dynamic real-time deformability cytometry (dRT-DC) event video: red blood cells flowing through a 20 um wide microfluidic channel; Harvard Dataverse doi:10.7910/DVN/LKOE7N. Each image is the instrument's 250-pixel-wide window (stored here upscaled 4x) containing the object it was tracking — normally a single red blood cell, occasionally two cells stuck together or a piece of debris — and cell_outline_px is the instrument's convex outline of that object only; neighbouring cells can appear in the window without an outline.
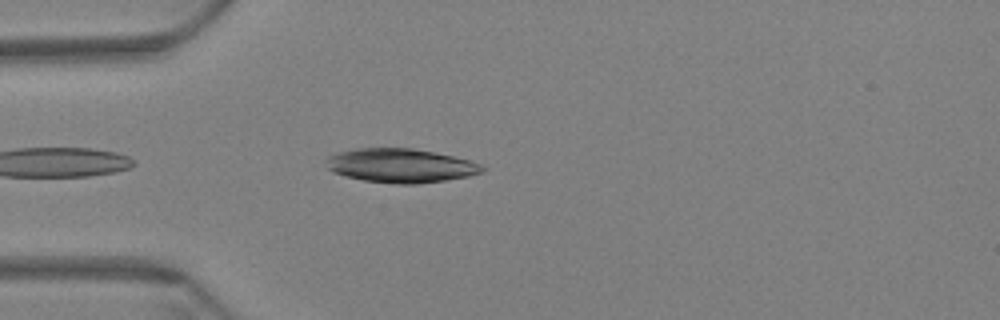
{"species": "Egyptian fruit bat (a non-hibernating species)", "species_latin": "Rousettus aegyptiacus", "temperature_condition": "warm", "stored_images_in_passage": 29, "camera_frame_rate_fps": 3000, "um_per_image_px": 0.085, "animal": {"sex": "female"}, "frame": {"image": 1, "passage_image": 3, "time_ms": 0.667, "image_size_px": [1000, 320], "cell_outline_px": [[488, 168], [484, 172], [468, 176], [444, 180], [416, 184], [396, 184], [364, 180], [344, 176], [332, 172], [328, 168], [324, 160], [328, 156], [340, 152], [356, 148], [412, 148], [452, 156], [468, 160], [480, 164]], "centroid_in_image_um": [34.04, 14.08], "position_along_channel_um": 51.0, "area_um2": 30.87}}
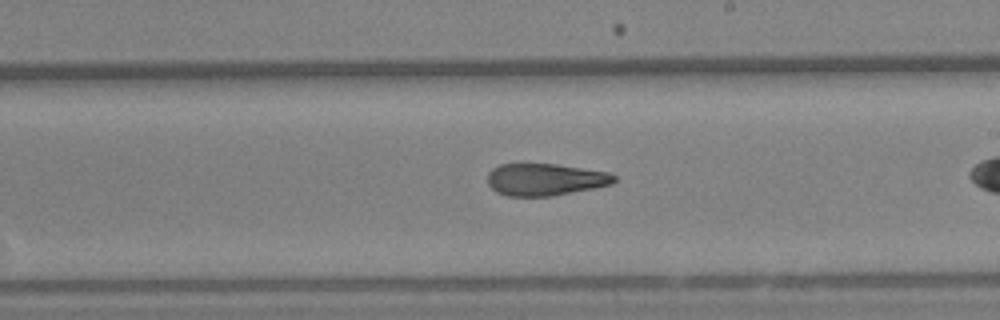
{"frame": {"image": 2, "passage_image": 17, "time_ms": 5.333, "image_size_px": [1000, 320], "cell_outline_px": [[616, 180], [612, 184], [552, 196], [508, 196], [496, 192], [488, 184], [488, 172], [492, 168], [500, 164], [556, 164], [608, 172], [616, 176]], "centroid_in_image_um": [46.32, 15.26], "position_along_channel_um": 242.7, "area_um2": 23.58}}
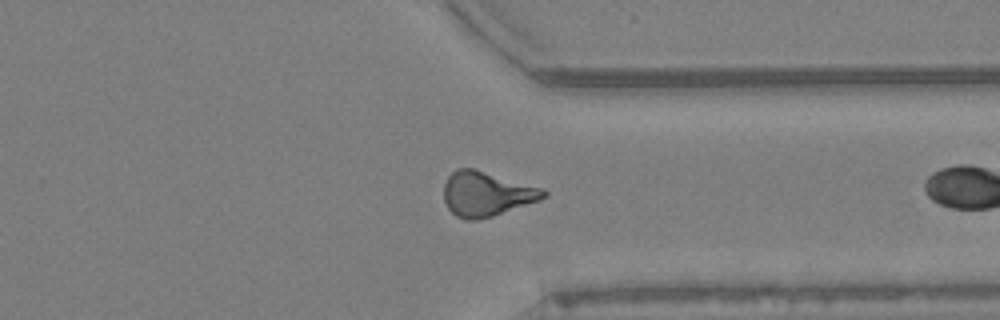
{"frame": {"image": 3, "passage_image": 28, "time_ms": 9.0, "image_size_px": [1000, 320], "cell_outline_px": [[548, 196], [540, 200], [492, 216], [476, 220], [464, 220], [456, 216], [448, 208], [444, 200], [444, 184], [448, 176], [456, 168], [476, 168], [544, 188], [548, 192]], "centroid_in_image_um": [41.37, 16.46], "position_along_channel_um": 370.0, "area_um2": 26.24}}